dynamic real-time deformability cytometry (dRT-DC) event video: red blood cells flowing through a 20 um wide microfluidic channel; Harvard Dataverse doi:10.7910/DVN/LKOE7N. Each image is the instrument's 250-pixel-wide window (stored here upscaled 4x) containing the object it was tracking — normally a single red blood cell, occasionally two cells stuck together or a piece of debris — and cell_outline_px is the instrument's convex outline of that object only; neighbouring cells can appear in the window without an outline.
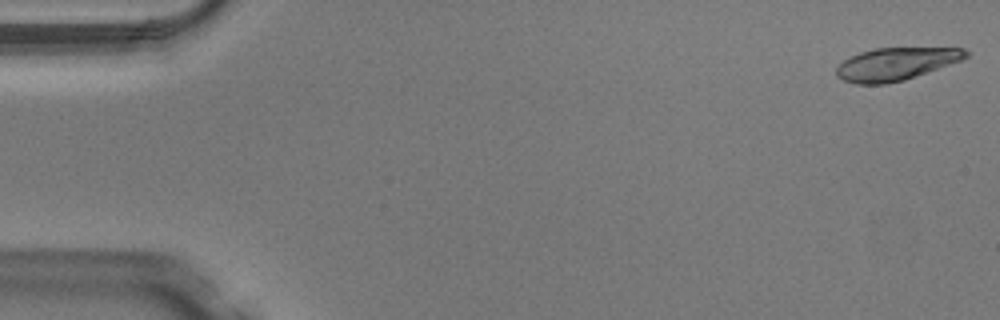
{"species": "Egyptian fruit bat (a non-hibernating species)", "species_latin": "Rousettus aegyptiacus", "temperature_condition": "warm", "stored_images_in_passage": 49, "camera_frame_rate_fps": 3000, "um_per_image_px": 0.085, "animal": {"sex": "male"}, "frame": {"image": 1, "passage_image": 1, "time_ms": 0.0, "image_size_px": [1000, 320], "cell_outline_px": [[968, 56], [960, 60], [904, 80], [884, 84], [856, 84], [844, 80], [836, 76], [836, 68], [848, 56], [860, 52], [876, 48], [964, 48], [968, 52]], "centroid_in_image_um": [76.09, 5.43], "position_along_channel_um": 8.9, "area_um2": 24.33}}
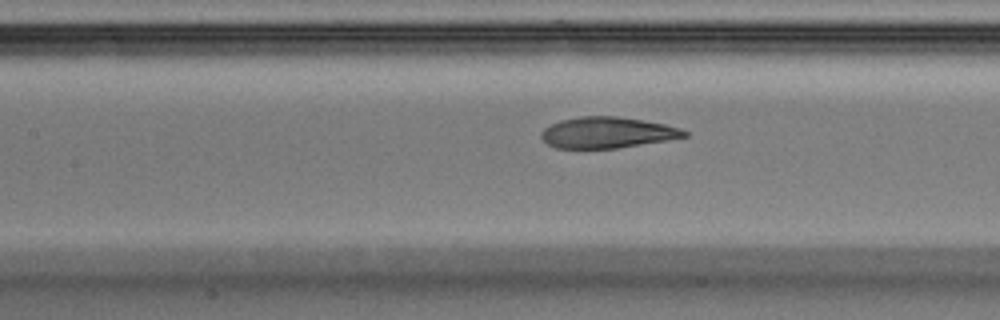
{"frame": {"image": 2, "passage_image": 22, "time_ms": 7.0, "image_size_px": [1000, 320], "cell_outline_px": [[688, 136], [616, 148], [556, 148], [548, 144], [540, 136], [540, 132], [544, 128], [560, 120], [580, 116], [616, 116], [664, 124], [680, 128], [688, 132]], "centroid_in_image_um": [51.57, 11.26], "position_along_channel_um": 155.8, "area_um2": 25.55}}
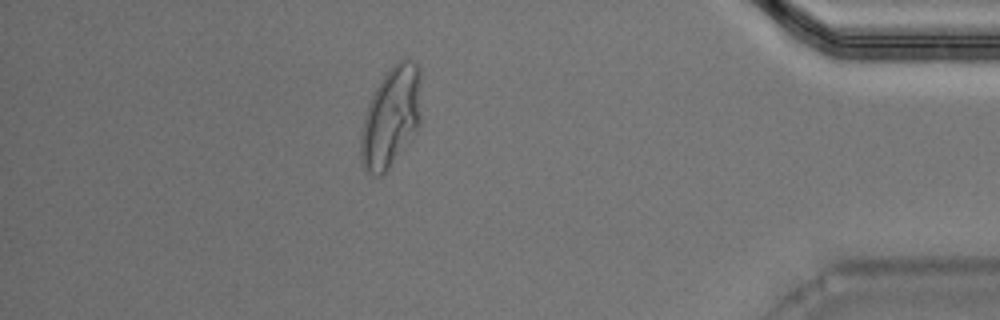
{"frame": {"image": 3, "passage_image": 43, "time_ms": 14.0, "image_size_px": [1000, 320], "cell_outline_px": [[420, 124], [388, 168], [380, 176], [376, 176], [368, 172], [364, 168], [360, 156], [360, 132], [364, 112], [380, 80], [392, 64], [404, 56], [416, 60], [420, 68]], "centroid_in_image_um": [33.22, 9.86], "position_along_channel_um": 402.0, "area_um2": 35.49}, "authors_computed_cell_mechanics": {"area_um2": 26.7036, "velocity_mm_per_s": 4.0904, "shape_relaxation_time_tau1_ms": 4.5777, "shape_relaxation_time_tau2_ms": 1.0922, "deformation_change_tau1": 0.2102, "deformation_change_tau2": 0.0734}}